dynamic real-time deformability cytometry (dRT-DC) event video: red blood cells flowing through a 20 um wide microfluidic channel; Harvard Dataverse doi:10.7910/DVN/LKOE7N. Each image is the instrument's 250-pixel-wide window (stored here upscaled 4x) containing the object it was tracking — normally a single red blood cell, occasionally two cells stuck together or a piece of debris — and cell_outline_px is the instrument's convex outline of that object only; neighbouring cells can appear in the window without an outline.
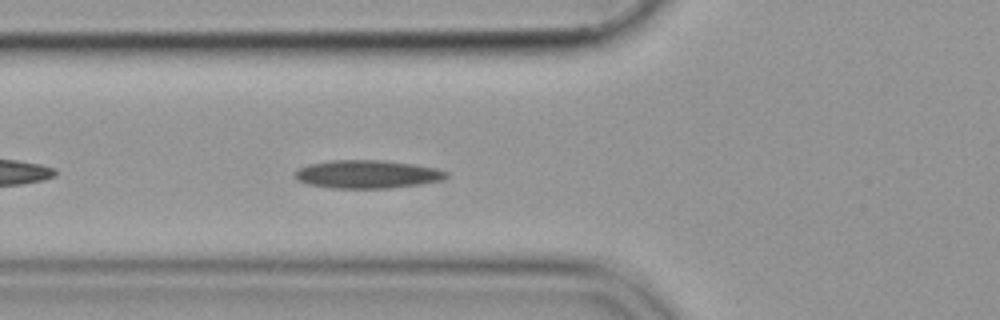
{"species": "common noctule bat (a hibernating species)", "species_latin": "Nyctalus noctula", "temperature_condition": "cold", "stored_images_in_passage": 41, "camera_frame_rate_fps": 3000, "um_per_image_px": 0.085, "animal": {"sex": "female", "body_mass_g": 19.9}, "frame": {"image": 1, "passage_image": 6, "time_ms": 1.667, "image_size_px": [1000, 320], "cell_outline_px": [[448, 176], [440, 180], [420, 184], [388, 188], [332, 188], [308, 184], [296, 180], [296, 168], [308, 164], [332, 160], [380, 160], [412, 164], [436, 168], [448, 172]], "centroid_in_image_um": [31.18, 14.81], "position_along_channel_um": 94.6, "area_um2": 24.74}}
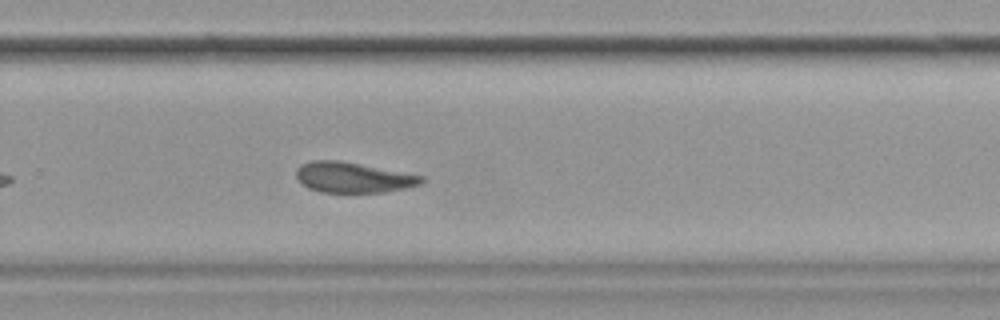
{"frame": {"image": 2, "passage_image": 23, "time_ms": 7.333, "image_size_px": [1000, 320], "cell_outline_px": [[424, 184], [384, 192], [320, 192], [308, 188], [300, 184], [296, 176], [296, 168], [300, 164], [312, 160], [340, 160], [424, 176]], "centroid_in_image_um": [29.98, 15.08], "position_along_channel_um": 299.8, "area_um2": 22.37}}
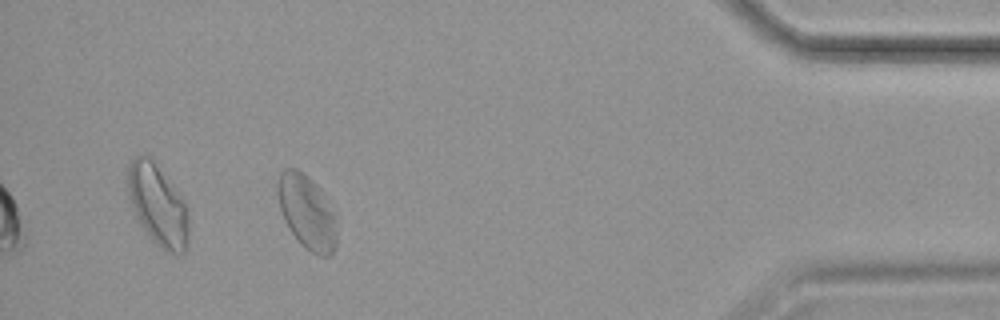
{"frame": {"image": 3, "passage_image": 36, "time_ms": 11.667, "image_size_px": [1000, 320], "cell_outline_px": [[336, 248], [328, 256], [320, 256], [304, 248], [300, 244], [284, 220], [280, 208], [276, 192], [276, 180], [280, 172], [284, 168], [296, 168], [308, 176], [316, 184], [332, 212], [336, 236]], "centroid_in_image_um": [26.02, 18.0], "position_along_channel_um": 409.2, "area_um2": 25.14}}